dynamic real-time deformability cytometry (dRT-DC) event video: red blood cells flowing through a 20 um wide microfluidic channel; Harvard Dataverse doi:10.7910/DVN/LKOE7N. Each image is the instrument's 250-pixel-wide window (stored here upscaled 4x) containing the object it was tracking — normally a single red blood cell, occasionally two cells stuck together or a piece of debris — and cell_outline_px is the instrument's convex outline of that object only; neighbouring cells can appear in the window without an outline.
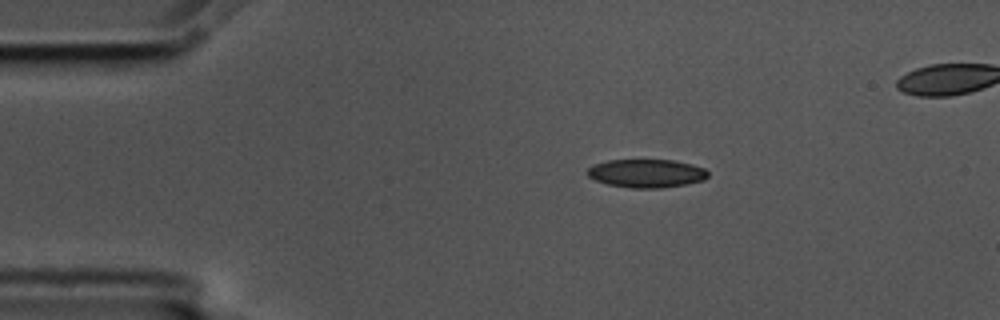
{"species": "common noctule bat (a hibernating species)", "species_latin": "Nyctalus noctula", "temperature_condition": "cold", "stored_images_in_passage": 45, "camera_frame_rate_fps": 3000, "um_per_image_px": 0.085, "animal": {"sex": "male", "body_mass_g": 17.5, "forearm_length_mm": 52.3}, "frame": {"image": 1, "passage_image": 1, "time_ms": 0.0, "image_size_px": [1000, 320], "cell_outline_px": [[708, 176], [704, 180], [684, 184], [660, 188], [632, 188], [608, 184], [596, 180], [588, 176], [584, 172], [588, 168], [596, 164], [608, 160], [672, 160], [692, 164], [704, 168], [708, 172]], "centroid_in_image_um": [54.94, 14.73], "position_along_channel_um": 30.1, "area_um2": 19.83}}
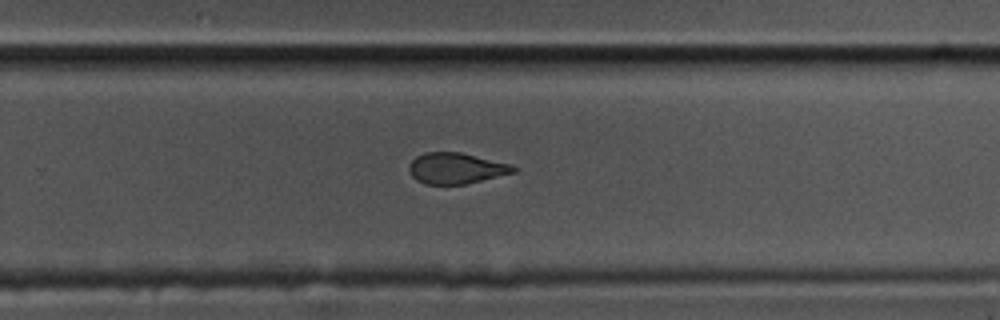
{"frame": {"image": 2, "passage_image": 27, "time_ms": 8.667, "image_size_px": [1000, 320], "cell_outline_px": [[516, 172], [464, 184], [424, 184], [416, 180], [412, 176], [408, 168], [408, 164], [416, 156], [424, 152], [460, 152], [512, 164], [516, 168]], "centroid_in_image_um": [38.74, 14.3], "position_along_channel_um": 291.1, "area_um2": 18.84}}
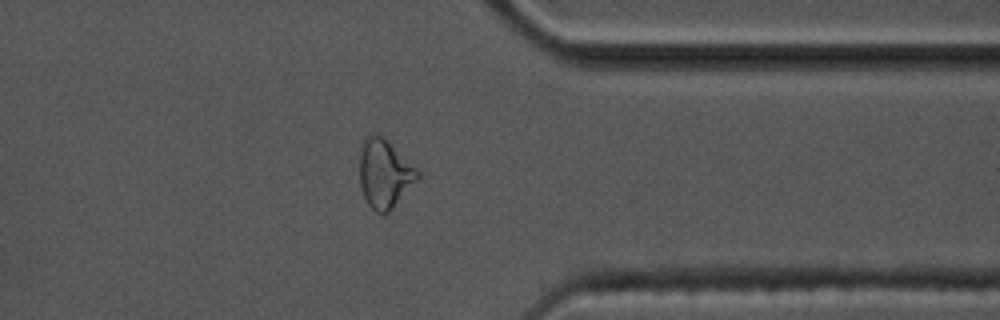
{"frame": {"image": 3, "passage_image": 35, "time_ms": 11.333, "image_size_px": [1000, 320], "cell_outline_px": [[420, 176], [388, 212], [384, 216], [376, 212], [368, 204], [364, 196], [360, 184], [360, 140], [364, 136], [376, 132], [388, 140], [420, 172]], "centroid_in_image_um": [32.65, 14.71], "position_along_channel_um": 378.8, "area_um2": 23.24}, "authors_computed_cell_mechanics": {"area_um2": 20.519, "velocity_mm_per_s": 3.5618, "shape_relaxation_time_tau1_ms": 7.8257, "shape_relaxation_time_tau2_ms": 2.3799, "deformation_change_tau1": 0.1658, "deformation_change_tau2": 0.0857}}